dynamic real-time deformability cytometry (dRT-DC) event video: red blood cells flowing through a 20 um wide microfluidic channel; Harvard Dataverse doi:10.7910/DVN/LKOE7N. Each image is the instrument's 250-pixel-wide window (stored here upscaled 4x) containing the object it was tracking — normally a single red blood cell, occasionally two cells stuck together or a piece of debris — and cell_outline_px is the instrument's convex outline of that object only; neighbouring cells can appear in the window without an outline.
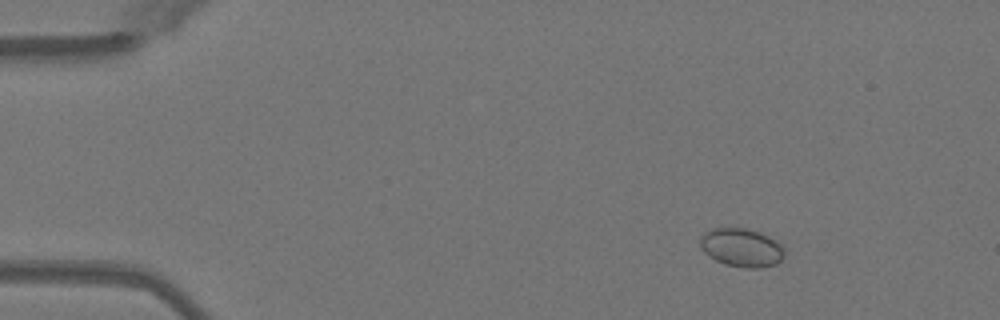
{"species": "Egyptian fruit bat (a non-hibernating species)", "species_latin": "Rousettus aegyptiacus", "temperature_condition": "warm", "stored_images_in_passage": 52, "camera_frame_rate_fps": 3000, "um_per_image_px": 0.085, "animal": {"sex": "female"}, "frame": {"image": 1, "passage_image": 8, "time_ms": 2.333, "image_size_px": [1000, 320], "cell_outline_px": [[784, 256], [776, 264], [760, 268], [744, 268], [724, 264], [708, 256], [700, 248], [700, 236], [704, 232], [712, 228], [748, 228], [760, 232], [776, 240], [784, 248]], "centroid_in_image_um": [63.01, 21.04], "position_along_channel_um": 22.0, "area_um2": 19.13}}
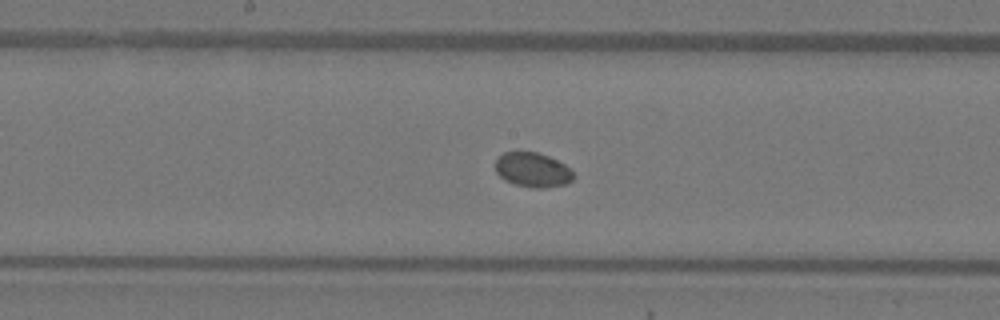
{"frame": {"image": 2, "passage_image": 28, "time_ms": 9.0, "image_size_px": [1000, 320], "cell_outline_px": [[576, 176], [568, 184], [548, 188], [532, 188], [516, 184], [504, 180], [496, 172], [496, 160], [504, 152], [536, 152], [548, 156], [564, 164]], "centroid_in_image_um": [45.3, 14.46], "position_along_channel_um": 202.9, "area_um2": 15.72}}
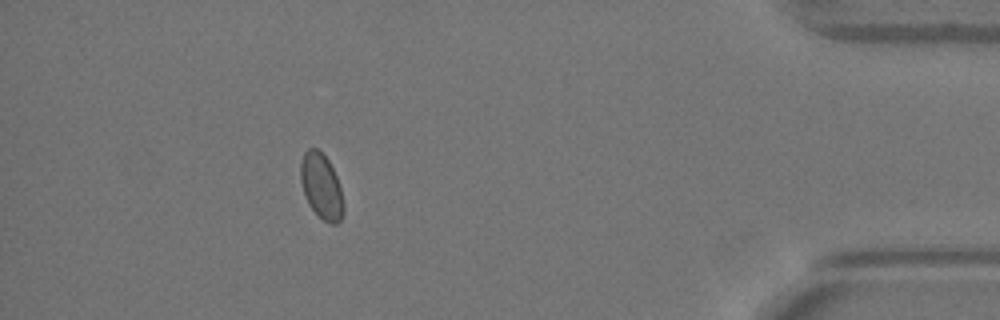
{"frame": {"image": 3, "passage_image": 47, "time_ms": 15.333, "image_size_px": [1000, 320], "cell_outline_px": [[344, 212], [340, 220], [336, 224], [332, 224], [324, 220], [308, 204], [300, 180], [300, 164], [304, 152], [308, 148], [316, 148], [328, 160], [336, 176], [340, 188], [344, 204]], "centroid_in_image_um": [27.31, 15.83], "position_along_channel_um": 407.9, "area_um2": 16.13}, "authors_computed_cell_mechanics": {"area_um2": 16.2418, "velocity_mm_per_s": 4.0261, "shape_relaxation_time_tau1_ms": null, "shape_relaxation_time_tau2_ms": 2.476, "deformation_change_tau1": null, "deformation_change_tau2": 0.0227}}